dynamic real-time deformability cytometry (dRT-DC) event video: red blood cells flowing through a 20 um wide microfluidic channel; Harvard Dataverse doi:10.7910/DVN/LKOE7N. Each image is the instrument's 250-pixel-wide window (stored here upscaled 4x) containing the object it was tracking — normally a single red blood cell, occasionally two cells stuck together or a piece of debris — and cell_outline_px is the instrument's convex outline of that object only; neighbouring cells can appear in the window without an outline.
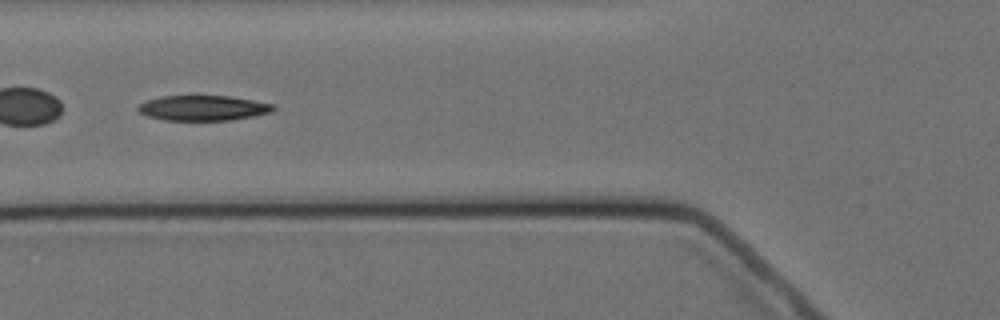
{"species": "Egyptian fruit bat (a non-hibernating species)", "species_latin": "Rousettus aegyptiacus", "temperature_condition": "cold", "stored_images_in_passage": 13, "segment_of_instrument_passage": [2, 2], "camera_frame_rate_fps": 3000, "um_per_image_px": 0.085, "animal": {"sex": "female"}, "frame": {"image": 1, "passage_image": 4, "time_ms": 3.667, "image_size_px": [1000, 320], "cell_outline_px": [[276, 108], [272, 112], [256, 116], [232, 120], [164, 120], [148, 116], [140, 112], [136, 108], [140, 104], [148, 100], [160, 96], [228, 96], [276, 104]], "centroid_in_image_um": [17.31, 9.18], "position_along_channel_um": 108.5, "area_um2": 19.88}}
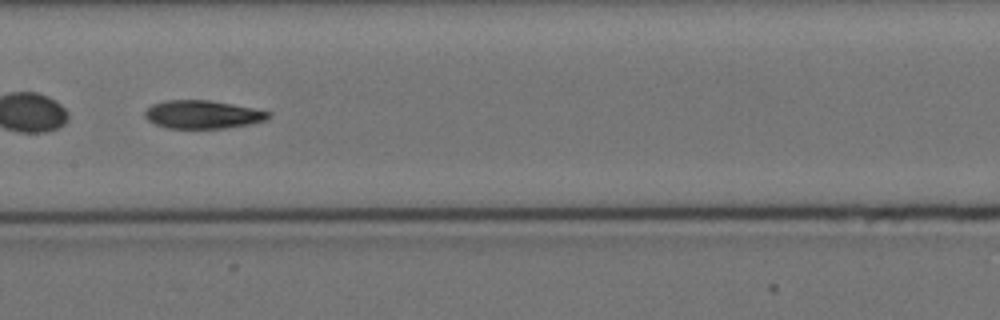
{"frame": {"image": 2, "passage_image": 6, "time_ms": 6.0, "image_size_px": [1000, 320], "cell_outline_px": [[272, 116], [268, 120], [248, 124], [224, 128], [164, 128], [148, 120], [144, 116], [144, 112], [152, 104], [164, 100], [212, 100], [272, 112]], "centroid_in_image_um": [17.23, 9.73], "position_along_channel_um": 190.2, "area_um2": 20.4}}